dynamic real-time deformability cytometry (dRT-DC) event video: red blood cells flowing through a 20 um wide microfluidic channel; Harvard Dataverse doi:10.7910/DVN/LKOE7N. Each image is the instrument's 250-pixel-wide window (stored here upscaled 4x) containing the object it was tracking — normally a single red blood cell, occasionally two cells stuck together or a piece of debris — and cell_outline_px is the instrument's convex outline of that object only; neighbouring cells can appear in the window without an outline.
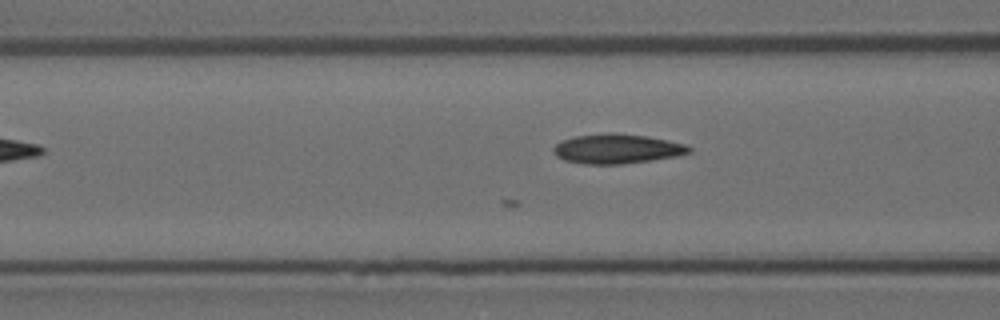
{"species": "Egyptian fruit bat (a non-hibernating species)", "species_latin": "Rousettus aegyptiacus", "temperature_condition": "room temperature", "stored_images_in_passage": 16, "camera_frame_rate_fps": 3000, "um_per_image_px": 0.085, "animal": {"sex": "female"}, "frame": {"image": 1, "passage_image": 10, "time_ms": 3.0, "image_size_px": [1000, 320], "cell_outline_px": [[692, 152], [676, 156], [652, 160], [620, 164], [584, 164], [564, 160], [556, 156], [552, 152], [552, 148], [560, 140], [576, 136], [608, 132], [612, 132], [648, 136], [688, 144], [692, 148]], "centroid_in_image_um": [52.44, 12.64], "position_along_channel_um": 114.2, "area_um2": 23.7}}